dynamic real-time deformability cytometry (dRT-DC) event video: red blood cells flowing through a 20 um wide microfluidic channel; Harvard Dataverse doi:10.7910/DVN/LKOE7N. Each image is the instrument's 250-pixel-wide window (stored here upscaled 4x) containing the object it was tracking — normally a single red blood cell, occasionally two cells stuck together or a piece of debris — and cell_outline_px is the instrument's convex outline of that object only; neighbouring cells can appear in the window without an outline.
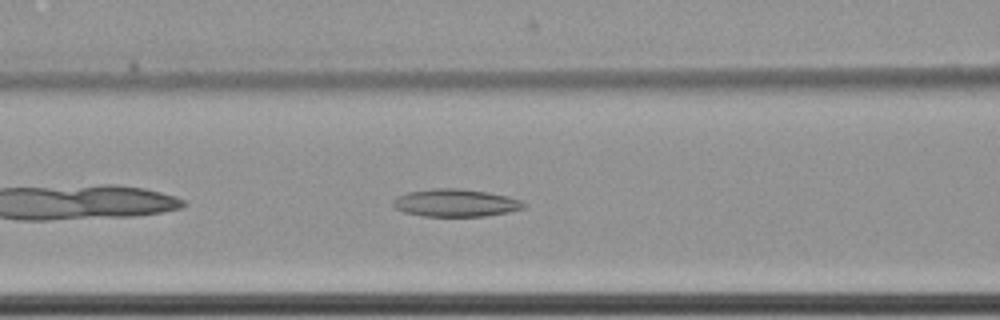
{"species": "common noctule bat (a hibernating species)", "species_latin": "Nyctalus noctula", "temperature_condition": "cold", "stored_images_in_passage": 42, "camera_frame_rate_fps": 3000, "um_per_image_px": 0.085, "animal": {"sex": "female", "body_mass_g": 22.7, "forearm_length_mm": 54.2}, "frame": {"image": 1, "passage_image": 8, "time_ms": 2.333, "image_size_px": [1000, 320], "cell_outline_px": [[528, 204], [524, 208], [508, 212], [484, 216], [424, 216], [404, 212], [396, 208], [392, 204], [392, 200], [396, 196], [408, 192], [432, 188], [460, 188], [488, 192], [508, 196], [520, 200]], "centroid_in_image_um": [38.72, 17.23], "position_along_channel_um": 127.9, "area_um2": 21.15}}
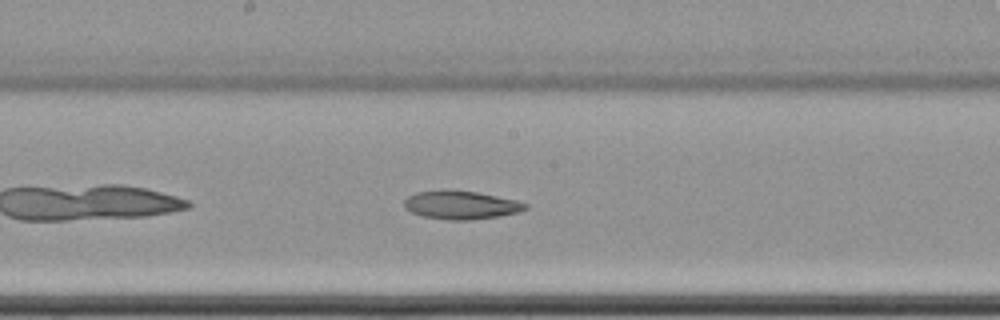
{"frame": {"image": 2, "passage_image": 15, "time_ms": 4.667, "image_size_px": [1000, 320], "cell_outline_px": [[528, 208], [520, 212], [500, 216], [472, 220], [448, 220], [420, 216], [404, 208], [404, 200], [408, 196], [416, 192], [440, 188], [444, 188], [476, 192], [516, 200], [528, 204]], "centroid_in_image_um": [39.15, 17.41], "position_along_channel_um": 209.0, "area_um2": 20.52}}
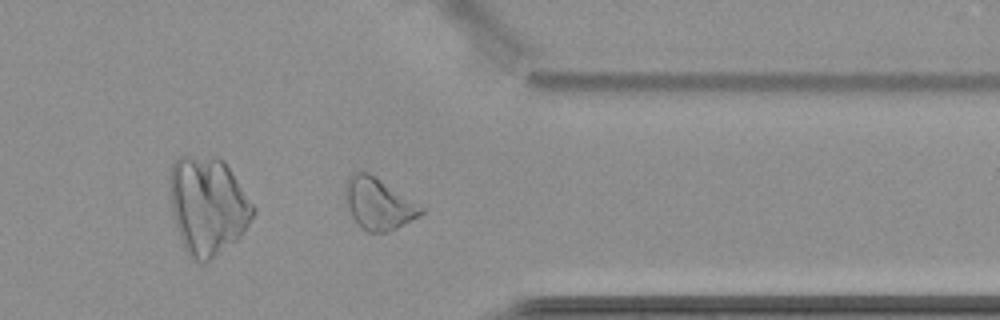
{"frame": {"image": 3, "passage_image": 30, "time_ms": 9.667, "image_size_px": [1000, 320], "cell_outline_px": [[424, 212], [420, 216], [396, 228], [384, 232], [368, 232], [360, 228], [352, 216], [348, 208], [344, 196], [344, 184], [348, 176], [356, 172], [368, 172], [424, 208]], "centroid_in_image_um": [32.12, 17.32], "position_along_channel_um": 379.3, "area_um2": 22.48}}